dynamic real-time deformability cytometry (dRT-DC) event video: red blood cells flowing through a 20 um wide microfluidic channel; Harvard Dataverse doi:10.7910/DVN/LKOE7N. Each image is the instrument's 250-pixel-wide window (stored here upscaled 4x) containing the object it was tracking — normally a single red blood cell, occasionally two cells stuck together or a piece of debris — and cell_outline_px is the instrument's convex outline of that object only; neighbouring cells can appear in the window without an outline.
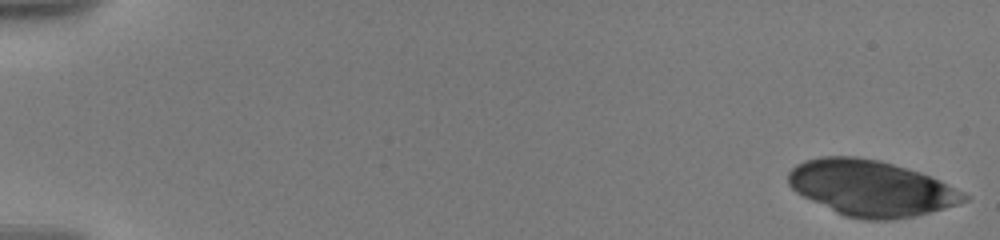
{"species": "human", "species_latin": "Homo sapiens", "temperature_condition": "warm", "stored_images_in_passage": 13, "camera_frame_rate_fps": 3000, "um_per_image_px": 0.085, "donor": {"sex": "male"}, "frame": {"image": 1, "passage_image": 1, "time_ms": 0.0, "image_size_px": [1000, 240], "cell_outline_px": [[972, 196], [968, 200], [944, 208], [916, 216], [892, 220], [864, 220], [844, 216], [796, 192], [788, 184], [788, 172], [796, 164], [804, 160], [820, 156], [856, 156], [880, 160], [920, 172], [940, 180]], "centroid_in_image_um": [74.05, 15.98], "position_along_channel_um": 11.0, "area_um2": 57.22}}
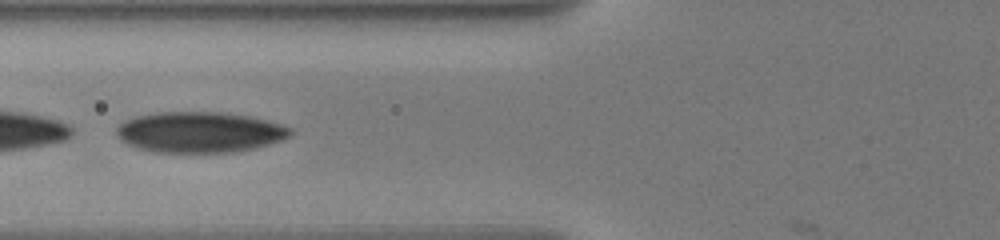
{"frame": {"image": 2, "passage_image": 11, "time_ms": 7.667, "image_size_px": [1000, 240], "cell_outline_px": [[292, 132], [288, 136], [280, 140], [256, 148], [236, 152], [152, 152], [136, 148], [120, 140], [116, 136], [116, 128], [120, 124], [136, 116], [156, 112], [220, 112], [252, 116], [268, 120], [292, 128]], "centroid_in_image_um": [16.96, 11.23], "position_along_channel_um": 108.8, "area_um2": 41.44}}
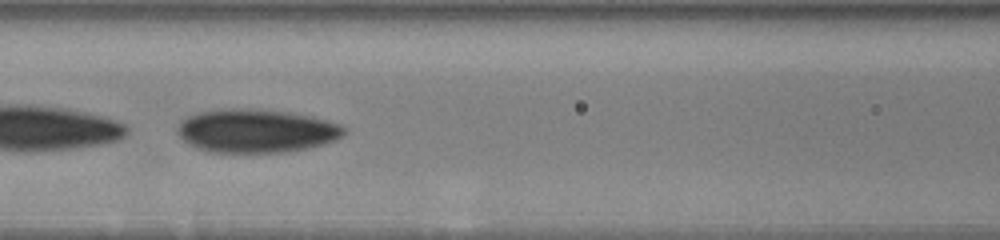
{"frame": {"image": 3, "passage_image": 12, "time_ms": 8.667, "image_size_px": [1000, 240], "cell_outline_px": [[348, 132], [344, 136], [336, 140], [324, 144], [308, 148], [288, 152], [208, 152], [196, 148], [188, 144], [176, 132], [176, 128], [180, 120], [196, 112], [220, 108], [260, 108], [288, 112], [312, 116], [340, 124], [348, 128]], "centroid_in_image_um": [21.79, 11.11], "position_along_channel_um": 144.8, "area_um2": 43.12}}